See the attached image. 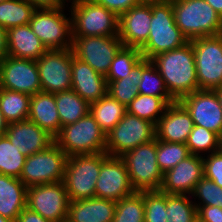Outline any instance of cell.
<instances>
[{
  "label": "cell",
  "instance_id": "9",
  "mask_svg": "<svg viewBox=\"0 0 222 222\" xmlns=\"http://www.w3.org/2000/svg\"><path fill=\"white\" fill-rule=\"evenodd\" d=\"M67 154L54 142L41 152L25 159L20 180L28 188L63 181Z\"/></svg>",
  "mask_w": 222,
  "mask_h": 222
},
{
  "label": "cell",
  "instance_id": "17",
  "mask_svg": "<svg viewBox=\"0 0 222 222\" xmlns=\"http://www.w3.org/2000/svg\"><path fill=\"white\" fill-rule=\"evenodd\" d=\"M179 102L190 113L194 125L202 126L222 139V108L214 90H196Z\"/></svg>",
  "mask_w": 222,
  "mask_h": 222
},
{
  "label": "cell",
  "instance_id": "30",
  "mask_svg": "<svg viewBox=\"0 0 222 222\" xmlns=\"http://www.w3.org/2000/svg\"><path fill=\"white\" fill-rule=\"evenodd\" d=\"M37 8L26 0L0 2V26L6 30L28 25Z\"/></svg>",
  "mask_w": 222,
  "mask_h": 222
},
{
  "label": "cell",
  "instance_id": "13",
  "mask_svg": "<svg viewBox=\"0 0 222 222\" xmlns=\"http://www.w3.org/2000/svg\"><path fill=\"white\" fill-rule=\"evenodd\" d=\"M69 202L63 181L27 188L26 207L52 222L66 221Z\"/></svg>",
  "mask_w": 222,
  "mask_h": 222
},
{
  "label": "cell",
  "instance_id": "51",
  "mask_svg": "<svg viewBox=\"0 0 222 222\" xmlns=\"http://www.w3.org/2000/svg\"><path fill=\"white\" fill-rule=\"evenodd\" d=\"M65 3H66V1L68 2H70L71 3V5L72 4H76V3H78V2H81L82 0H63Z\"/></svg>",
  "mask_w": 222,
  "mask_h": 222
},
{
  "label": "cell",
  "instance_id": "39",
  "mask_svg": "<svg viewBox=\"0 0 222 222\" xmlns=\"http://www.w3.org/2000/svg\"><path fill=\"white\" fill-rule=\"evenodd\" d=\"M190 155L188 147L184 143H172L157 140L156 160L164 174L175 167L179 162Z\"/></svg>",
  "mask_w": 222,
  "mask_h": 222
},
{
  "label": "cell",
  "instance_id": "14",
  "mask_svg": "<svg viewBox=\"0 0 222 222\" xmlns=\"http://www.w3.org/2000/svg\"><path fill=\"white\" fill-rule=\"evenodd\" d=\"M72 56L71 48L52 49L36 60L43 92L55 94L71 89Z\"/></svg>",
  "mask_w": 222,
  "mask_h": 222
},
{
  "label": "cell",
  "instance_id": "16",
  "mask_svg": "<svg viewBox=\"0 0 222 222\" xmlns=\"http://www.w3.org/2000/svg\"><path fill=\"white\" fill-rule=\"evenodd\" d=\"M135 192L123 159L108 156L101 165L95 185V197L118 201Z\"/></svg>",
  "mask_w": 222,
  "mask_h": 222
},
{
  "label": "cell",
  "instance_id": "44",
  "mask_svg": "<svg viewBox=\"0 0 222 222\" xmlns=\"http://www.w3.org/2000/svg\"><path fill=\"white\" fill-rule=\"evenodd\" d=\"M201 222H222V209L216 206H196Z\"/></svg>",
  "mask_w": 222,
  "mask_h": 222
},
{
  "label": "cell",
  "instance_id": "28",
  "mask_svg": "<svg viewBox=\"0 0 222 222\" xmlns=\"http://www.w3.org/2000/svg\"><path fill=\"white\" fill-rule=\"evenodd\" d=\"M55 100L62 127L77 122L90 111V104L72 89L55 93Z\"/></svg>",
  "mask_w": 222,
  "mask_h": 222
},
{
  "label": "cell",
  "instance_id": "50",
  "mask_svg": "<svg viewBox=\"0 0 222 222\" xmlns=\"http://www.w3.org/2000/svg\"><path fill=\"white\" fill-rule=\"evenodd\" d=\"M216 92V95L219 99V102H220V106L222 108V86H220L219 88L215 89L214 90Z\"/></svg>",
  "mask_w": 222,
  "mask_h": 222
},
{
  "label": "cell",
  "instance_id": "33",
  "mask_svg": "<svg viewBox=\"0 0 222 222\" xmlns=\"http://www.w3.org/2000/svg\"><path fill=\"white\" fill-rule=\"evenodd\" d=\"M168 104L161 98L138 94L126 107L127 112L157 125Z\"/></svg>",
  "mask_w": 222,
  "mask_h": 222
},
{
  "label": "cell",
  "instance_id": "19",
  "mask_svg": "<svg viewBox=\"0 0 222 222\" xmlns=\"http://www.w3.org/2000/svg\"><path fill=\"white\" fill-rule=\"evenodd\" d=\"M204 176L203 158L190 154L163 174L160 191L166 194H188L190 196L196 184Z\"/></svg>",
  "mask_w": 222,
  "mask_h": 222
},
{
  "label": "cell",
  "instance_id": "41",
  "mask_svg": "<svg viewBox=\"0 0 222 222\" xmlns=\"http://www.w3.org/2000/svg\"><path fill=\"white\" fill-rule=\"evenodd\" d=\"M144 222H167L166 193L160 190L144 191Z\"/></svg>",
  "mask_w": 222,
  "mask_h": 222
},
{
  "label": "cell",
  "instance_id": "34",
  "mask_svg": "<svg viewBox=\"0 0 222 222\" xmlns=\"http://www.w3.org/2000/svg\"><path fill=\"white\" fill-rule=\"evenodd\" d=\"M143 59L142 53L138 48L123 46L115 55L110 68L105 76L107 84L127 77L133 67Z\"/></svg>",
  "mask_w": 222,
  "mask_h": 222
},
{
  "label": "cell",
  "instance_id": "52",
  "mask_svg": "<svg viewBox=\"0 0 222 222\" xmlns=\"http://www.w3.org/2000/svg\"><path fill=\"white\" fill-rule=\"evenodd\" d=\"M0 222H12V221L9 220V219H7V218H5V217H2V216L0 215Z\"/></svg>",
  "mask_w": 222,
  "mask_h": 222
},
{
  "label": "cell",
  "instance_id": "15",
  "mask_svg": "<svg viewBox=\"0 0 222 222\" xmlns=\"http://www.w3.org/2000/svg\"><path fill=\"white\" fill-rule=\"evenodd\" d=\"M0 88L28 95L42 91L36 61L7 55L0 61Z\"/></svg>",
  "mask_w": 222,
  "mask_h": 222
},
{
  "label": "cell",
  "instance_id": "5",
  "mask_svg": "<svg viewBox=\"0 0 222 222\" xmlns=\"http://www.w3.org/2000/svg\"><path fill=\"white\" fill-rule=\"evenodd\" d=\"M54 142L67 156L105 152L106 134L90 112L77 122L61 127Z\"/></svg>",
  "mask_w": 222,
  "mask_h": 222
},
{
  "label": "cell",
  "instance_id": "2",
  "mask_svg": "<svg viewBox=\"0 0 222 222\" xmlns=\"http://www.w3.org/2000/svg\"><path fill=\"white\" fill-rule=\"evenodd\" d=\"M150 34L146 44L140 49L143 58L151 60L154 56L188 43V39L175 24L172 1L153 0Z\"/></svg>",
  "mask_w": 222,
  "mask_h": 222
},
{
  "label": "cell",
  "instance_id": "27",
  "mask_svg": "<svg viewBox=\"0 0 222 222\" xmlns=\"http://www.w3.org/2000/svg\"><path fill=\"white\" fill-rule=\"evenodd\" d=\"M89 112L104 133L107 134L124 117L127 108L107 93L90 104Z\"/></svg>",
  "mask_w": 222,
  "mask_h": 222
},
{
  "label": "cell",
  "instance_id": "3",
  "mask_svg": "<svg viewBox=\"0 0 222 222\" xmlns=\"http://www.w3.org/2000/svg\"><path fill=\"white\" fill-rule=\"evenodd\" d=\"M175 24L191 41L222 34V18L205 0H174Z\"/></svg>",
  "mask_w": 222,
  "mask_h": 222
},
{
  "label": "cell",
  "instance_id": "25",
  "mask_svg": "<svg viewBox=\"0 0 222 222\" xmlns=\"http://www.w3.org/2000/svg\"><path fill=\"white\" fill-rule=\"evenodd\" d=\"M26 200L27 187L20 179L0 174V215L16 222Z\"/></svg>",
  "mask_w": 222,
  "mask_h": 222
},
{
  "label": "cell",
  "instance_id": "43",
  "mask_svg": "<svg viewBox=\"0 0 222 222\" xmlns=\"http://www.w3.org/2000/svg\"><path fill=\"white\" fill-rule=\"evenodd\" d=\"M98 5L114 12L118 17L131 7L138 5L140 0H93Z\"/></svg>",
  "mask_w": 222,
  "mask_h": 222
},
{
  "label": "cell",
  "instance_id": "47",
  "mask_svg": "<svg viewBox=\"0 0 222 222\" xmlns=\"http://www.w3.org/2000/svg\"><path fill=\"white\" fill-rule=\"evenodd\" d=\"M7 30L0 26V61L7 56Z\"/></svg>",
  "mask_w": 222,
  "mask_h": 222
},
{
  "label": "cell",
  "instance_id": "11",
  "mask_svg": "<svg viewBox=\"0 0 222 222\" xmlns=\"http://www.w3.org/2000/svg\"><path fill=\"white\" fill-rule=\"evenodd\" d=\"M156 138L155 125L128 112L106 134L105 152L109 156H122L135 147Z\"/></svg>",
  "mask_w": 222,
  "mask_h": 222
},
{
  "label": "cell",
  "instance_id": "32",
  "mask_svg": "<svg viewBox=\"0 0 222 222\" xmlns=\"http://www.w3.org/2000/svg\"><path fill=\"white\" fill-rule=\"evenodd\" d=\"M139 94L161 97L168 105L176 102L169 94L164 79L155 65L146 58L142 59V78L139 83Z\"/></svg>",
  "mask_w": 222,
  "mask_h": 222
},
{
  "label": "cell",
  "instance_id": "46",
  "mask_svg": "<svg viewBox=\"0 0 222 222\" xmlns=\"http://www.w3.org/2000/svg\"><path fill=\"white\" fill-rule=\"evenodd\" d=\"M28 3L34 5L37 9L40 8H65L63 0H26Z\"/></svg>",
  "mask_w": 222,
  "mask_h": 222
},
{
  "label": "cell",
  "instance_id": "29",
  "mask_svg": "<svg viewBox=\"0 0 222 222\" xmlns=\"http://www.w3.org/2000/svg\"><path fill=\"white\" fill-rule=\"evenodd\" d=\"M31 95L0 88V110L8 123L28 119Z\"/></svg>",
  "mask_w": 222,
  "mask_h": 222
},
{
  "label": "cell",
  "instance_id": "18",
  "mask_svg": "<svg viewBox=\"0 0 222 222\" xmlns=\"http://www.w3.org/2000/svg\"><path fill=\"white\" fill-rule=\"evenodd\" d=\"M152 1H141L119 16L118 36L125 47L141 49L150 34Z\"/></svg>",
  "mask_w": 222,
  "mask_h": 222
},
{
  "label": "cell",
  "instance_id": "26",
  "mask_svg": "<svg viewBox=\"0 0 222 222\" xmlns=\"http://www.w3.org/2000/svg\"><path fill=\"white\" fill-rule=\"evenodd\" d=\"M28 119L55 137L62 127L55 94L40 91L31 95Z\"/></svg>",
  "mask_w": 222,
  "mask_h": 222
},
{
  "label": "cell",
  "instance_id": "42",
  "mask_svg": "<svg viewBox=\"0 0 222 222\" xmlns=\"http://www.w3.org/2000/svg\"><path fill=\"white\" fill-rule=\"evenodd\" d=\"M202 158L205 177L222 188V150L220 149Z\"/></svg>",
  "mask_w": 222,
  "mask_h": 222
},
{
  "label": "cell",
  "instance_id": "38",
  "mask_svg": "<svg viewBox=\"0 0 222 222\" xmlns=\"http://www.w3.org/2000/svg\"><path fill=\"white\" fill-rule=\"evenodd\" d=\"M25 159L5 135L0 136V174L20 178Z\"/></svg>",
  "mask_w": 222,
  "mask_h": 222
},
{
  "label": "cell",
  "instance_id": "37",
  "mask_svg": "<svg viewBox=\"0 0 222 222\" xmlns=\"http://www.w3.org/2000/svg\"><path fill=\"white\" fill-rule=\"evenodd\" d=\"M221 140L222 139L216 133L207 130L202 126L194 125L186 145L190 154L203 157L202 155L205 156L207 153L209 155L219 151L221 148Z\"/></svg>",
  "mask_w": 222,
  "mask_h": 222
},
{
  "label": "cell",
  "instance_id": "8",
  "mask_svg": "<svg viewBox=\"0 0 222 222\" xmlns=\"http://www.w3.org/2000/svg\"><path fill=\"white\" fill-rule=\"evenodd\" d=\"M65 8L36 9L29 25L48 50L72 48V17Z\"/></svg>",
  "mask_w": 222,
  "mask_h": 222
},
{
  "label": "cell",
  "instance_id": "49",
  "mask_svg": "<svg viewBox=\"0 0 222 222\" xmlns=\"http://www.w3.org/2000/svg\"><path fill=\"white\" fill-rule=\"evenodd\" d=\"M8 122L4 119L3 113L0 110V136L6 133Z\"/></svg>",
  "mask_w": 222,
  "mask_h": 222
},
{
  "label": "cell",
  "instance_id": "12",
  "mask_svg": "<svg viewBox=\"0 0 222 222\" xmlns=\"http://www.w3.org/2000/svg\"><path fill=\"white\" fill-rule=\"evenodd\" d=\"M72 37L73 55L103 76L107 75L112 60L123 47L118 35Z\"/></svg>",
  "mask_w": 222,
  "mask_h": 222
},
{
  "label": "cell",
  "instance_id": "48",
  "mask_svg": "<svg viewBox=\"0 0 222 222\" xmlns=\"http://www.w3.org/2000/svg\"><path fill=\"white\" fill-rule=\"evenodd\" d=\"M222 18V0H205Z\"/></svg>",
  "mask_w": 222,
  "mask_h": 222
},
{
  "label": "cell",
  "instance_id": "20",
  "mask_svg": "<svg viewBox=\"0 0 222 222\" xmlns=\"http://www.w3.org/2000/svg\"><path fill=\"white\" fill-rule=\"evenodd\" d=\"M4 135L26 157L46 150L54 143L53 135L29 119L8 123Z\"/></svg>",
  "mask_w": 222,
  "mask_h": 222
},
{
  "label": "cell",
  "instance_id": "4",
  "mask_svg": "<svg viewBox=\"0 0 222 222\" xmlns=\"http://www.w3.org/2000/svg\"><path fill=\"white\" fill-rule=\"evenodd\" d=\"M106 152L69 156L66 161L63 183L70 201L95 197V185Z\"/></svg>",
  "mask_w": 222,
  "mask_h": 222
},
{
  "label": "cell",
  "instance_id": "6",
  "mask_svg": "<svg viewBox=\"0 0 222 222\" xmlns=\"http://www.w3.org/2000/svg\"><path fill=\"white\" fill-rule=\"evenodd\" d=\"M157 139L141 144L120 156L125 162L135 191L160 190L163 173L157 160Z\"/></svg>",
  "mask_w": 222,
  "mask_h": 222
},
{
  "label": "cell",
  "instance_id": "40",
  "mask_svg": "<svg viewBox=\"0 0 222 222\" xmlns=\"http://www.w3.org/2000/svg\"><path fill=\"white\" fill-rule=\"evenodd\" d=\"M190 197L196 206H216L222 209V188L205 176L196 184Z\"/></svg>",
  "mask_w": 222,
  "mask_h": 222
},
{
  "label": "cell",
  "instance_id": "31",
  "mask_svg": "<svg viewBox=\"0 0 222 222\" xmlns=\"http://www.w3.org/2000/svg\"><path fill=\"white\" fill-rule=\"evenodd\" d=\"M142 78V60L131 70L127 77L108 83L107 93L127 107L139 94Z\"/></svg>",
  "mask_w": 222,
  "mask_h": 222
},
{
  "label": "cell",
  "instance_id": "10",
  "mask_svg": "<svg viewBox=\"0 0 222 222\" xmlns=\"http://www.w3.org/2000/svg\"><path fill=\"white\" fill-rule=\"evenodd\" d=\"M194 50L196 74L200 90L222 86V34L190 41Z\"/></svg>",
  "mask_w": 222,
  "mask_h": 222
},
{
  "label": "cell",
  "instance_id": "36",
  "mask_svg": "<svg viewBox=\"0 0 222 222\" xmlns=\"http://www.w3.org/2000/svg\"><path fill=\"white\" fill-rule=\"evenodd\" d=\"M144 191H136L130 196L116 201L112 222H144Z\"/></svg>",
  "mask_w": 222,
  "mask_h": 222
},
{
  "label": "cell",
  "instance_id": "21",
  "mask_svg": "<svg viewBox=\"0 0 222 222\" xmlns=\"http://www.w3.org/2000/svg\"><path fill=\"white\" fill-rule=\"evenodd\" d=\"M194 127L190 113L179 102L169 104L155 126L156 139L186 144Z\"/></svg>",
  "mask_w": 222,
  "mask_h": 222
},
{
  "label": "cell",
  "instance_id": "1",
  "mask_svg": "<svg viewBox=\"0 0 222 222\" xmlns=\"http://www.w3.org/2000/svg\"><path fill=\"white\" fill-rule=\"evenodd\" d=\"M151 62L164 79L169 94L176 101L199 90L194 50L190 41L180 48L154 56Z\"/></svg>",
  "mask_w": 222,
  "mask_h": 222
},
{
  "label": "cell",
  "instance_id": "35",
  "mask_svg": "<svg viewBox=\"0 0 222 222\" xmlns=\"http://www.w3.org/2000/svg\"><path fill=\"white\" fill-rule=\"evenodd\" d=\"M167 222H195L197 208L186 194H166Z\"/></svg>",
  "mask_w": 222,
  "mask_h": 222
},
{
  "label": "cell",
  "instance_id": "24",
  "mask_svg": "<svg viewBox=\"0 0 222 222\" xmlns=\"http://www.w3.org/2000/svg\"><path fill=\"white\" fill-rule=\"evenodd\" d=\"M7 55L36 61L48 49L32 31L31 26H17L7 30Z\"/></svg>",
  "mask_w": 222,
  "mask_h": 222
},
{
  "label": "cell",
  "instance_id": "7",
  "mask_svg": "<svg viewBox=\"0 0 222 222\" xmlns=\"http://www.w3.org/2000/svg\"><path fill=\"white\" fill-rule=\"evenodd\" d=\"M72 36L118 35L119 17L93 0H82L70 5Z\"/></svg>",
  "mask_w": 222,
  "mask_h": 222
},
{
  "label": "cell",
  "instance_id": "22",
  "mask_svg": "<svg viewBox=\"0 0 222 222\" xmlns=\"http://www.w3.org/2000/svg\"><path fill=\"white\" fill-rule=\"evenodd\" d=\"M71 72V89L89 104L107 94L108 84L105 76L97 73L89 64L74 55Z\"/></svg>",
  "mask_w": 222,
  "mask_h": 222
},
{
  "label": "cell",
  "instance_id": "45",
  "mask_svg": "<svg viewBox=\"0 0 222 222\" xmlns=\"http://www.w3.org/2000/svg\"><path fill=\"white\" fill-rule=\"evenodd\" d=\"M16 222H52L48 219L43 218L37 212H34L25 207L22 212L18 215Z\"/></svg>",
  "mask_w": 222,
  "mask_h": 222
},
{
  "label": "cell",
  "instance_id": "23",
  "mask_svg": "<svg viewBox=\"0 0 222 222\" xmlns=\"http://www.w3.org/2000/svg\"><path fill=\"white\" fill-rule=\"evenodd\" d=\"M116 201L90 198L70 201L67 222H112Z\"/></svg>",
  "mask_w": 222,
  "mask_h": 222
}]
</instances>
